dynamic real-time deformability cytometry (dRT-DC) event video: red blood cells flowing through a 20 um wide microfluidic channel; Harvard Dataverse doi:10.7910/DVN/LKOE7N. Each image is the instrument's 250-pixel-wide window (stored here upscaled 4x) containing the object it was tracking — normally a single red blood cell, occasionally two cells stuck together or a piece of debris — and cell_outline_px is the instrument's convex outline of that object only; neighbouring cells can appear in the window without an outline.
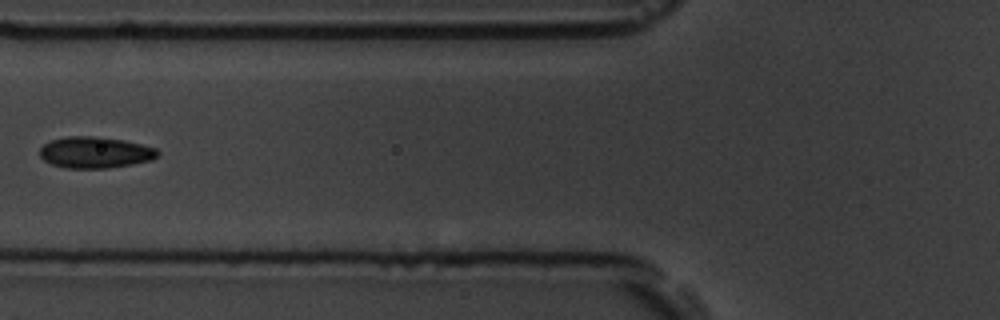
{"species": "common noctule bat (a hibernating species)", "species_latin": "Nyctalus noctula", "temperature_condition": "room temperature", "stored_images_in_passage": 7, "camera_frame_rate_fps": 3000, "um_per_image_px": 0.085, "animal": {"sex": "male", "body_mass_g": 19.5, "forearm_length_mm": 54.6}, "frame": {"image": 1, "passage_image": 7, "time_ms": 7.667, "image_size_px": [1000, 320], "cell_outline_px": [[160, 156], [152, 160], [132, 164], [108, 168], [64, 168], [52, 164], [44, 160], [40, 156], [40, 148], [48, 140], [68, 136], [100, 136], [124, 140], [156, 148], [160, 152]], "centroid_in_image_um": [8.09, 12.95], "position_along_channel_um": 117.7, "area_um2": 21.79}}